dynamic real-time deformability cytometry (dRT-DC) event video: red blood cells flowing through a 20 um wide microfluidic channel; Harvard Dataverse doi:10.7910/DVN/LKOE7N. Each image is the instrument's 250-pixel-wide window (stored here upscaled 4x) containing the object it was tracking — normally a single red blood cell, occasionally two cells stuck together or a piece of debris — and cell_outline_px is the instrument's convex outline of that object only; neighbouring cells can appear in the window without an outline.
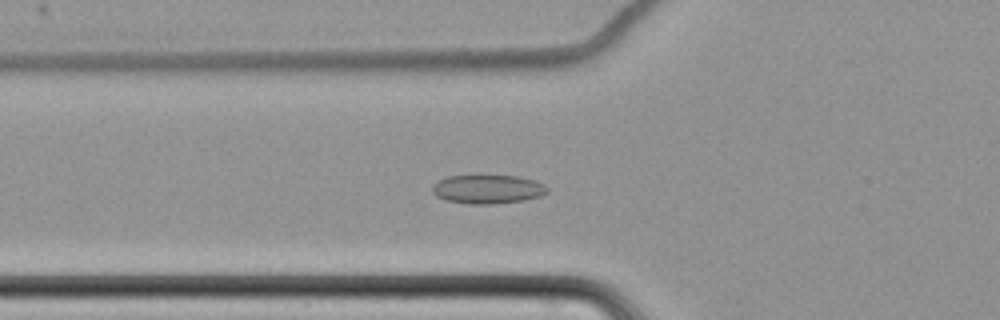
{"species": "common noctule bat (a hibernating species)", "species_latin": "Nyctalus noctula", "temperature_condition": "cold", "stored_images_in_passage": 47, "camera_frame_rate_fps": 3000, "um_per_image_px": 0.085, "animal": {"sex": "female", "body_mass_g": 22.7, "forearm_length_mm": 54.2}, "frame": {"image": 1, "passage_image": 9, "time_ms": 2.667, "image_size_px": [1000, 320], "cell_outline_px": [[548, 192], [540, 196], [524, 200], [492, 204], [468, 204], [448, 200], [436, 196], [432, 192], [432, 188], [440, 180], [448, 176], [476, 172], [520, 176], [544, 184], [548, 188]], "centroid_in_image_um": [41.45, 16.02], "position_along_channel_um": 84.3, "area_um2": 20.11}}
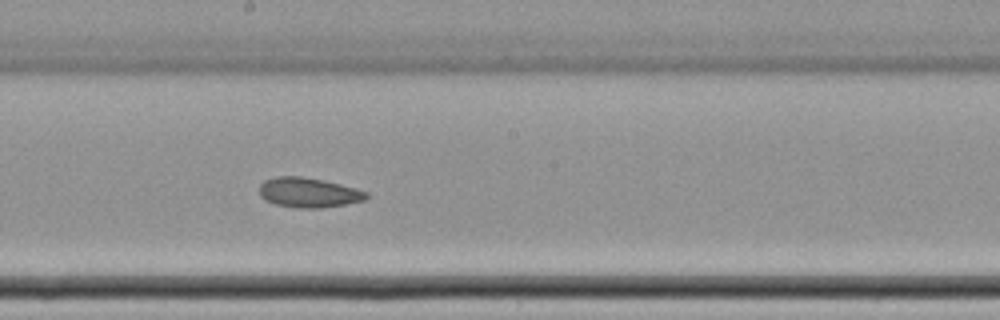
{"frame": {"image": 2, "passage_image": 21, "time_ms": 6.667, "image_size_px": [1000, 320], "cell_outline_px": [[368, 196], [364, 200], [344, 204], [320, 208], [296, 208], [276, 204], [264, 200], [260, 196], [260, 184], [264, 180], [276, 176], [300, 176], [324, 180], [356, 188], [368, 192]], "centroid_in_image_um": [26.2, 16.36], "position_along_channel_um": 222.0, "area_um2": 18.61}}
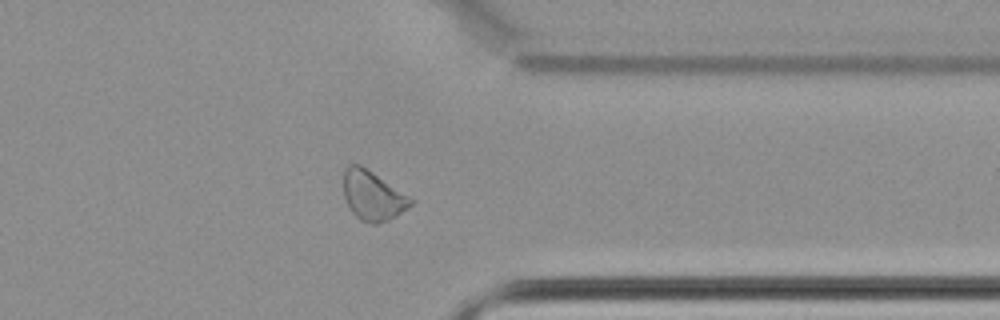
{"frame": {"image": 3, "passage_image": 35, "time_ms": 11.333, "image_size_px": [1000, 320], "cell_outline_px": [[416, 200], [408, 208], [396, 216], [388, 220], [376, 224], [372, 224], [360, 220], [348, 208], [344, 196], [344, 168], [348, 164], [360, 164], [412, 196]], "centroid_in_image_um": [31.71, 16.62], "position_along_channel_um": 379.7, "area_um2": 19.77}, "authors_computed_cell_mechanics": {"area_um2": 19.074, "velocity_mm_per_s": 3.4586, "shape_relaxation_time_tau1_ms": null, "shape_relaxation_time_tau2_ms": 4.193, "deformation_change_tau1": null, "deformation_change_tau2": 0.0864}}